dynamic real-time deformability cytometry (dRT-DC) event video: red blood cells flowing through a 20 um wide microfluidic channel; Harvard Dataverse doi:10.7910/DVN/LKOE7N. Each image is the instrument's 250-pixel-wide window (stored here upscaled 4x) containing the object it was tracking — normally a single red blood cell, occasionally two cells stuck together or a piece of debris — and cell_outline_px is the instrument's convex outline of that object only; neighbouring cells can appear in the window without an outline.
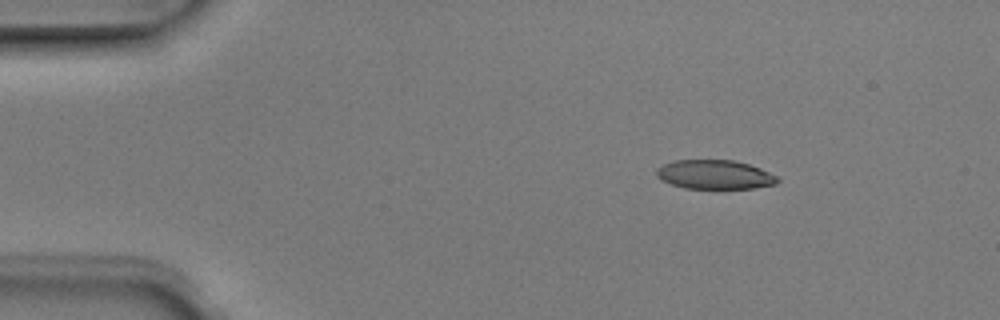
{"species": "Egyptian fruit bat (a non-hibernating species)", "species_latin": "Rousettus aegyptiacus", "temperature_condition": "room temperature", "stored_images_in_passage": 4, "camera_frame_rate_fps": 3000, "um_per_image_px": 0.085, "animal": {"sex": "male"}, "frame": {"image": 1, "passage_image": 3, "time_ms": 0.667, "image_size_px": [1000, 320], "cell_outline_px": [[780, 180], [776, 184], [752, 188], [684, 188], [660, 180], [656, 176], [656, 168], [664, 164], [676, 160], [732, 160], [748, 164], [760, 168], [776, 176]], "centroid_in_image_um": [60.72, 14.84], "position_along_channel_um": 24.3, "area_um2": 20.4}}